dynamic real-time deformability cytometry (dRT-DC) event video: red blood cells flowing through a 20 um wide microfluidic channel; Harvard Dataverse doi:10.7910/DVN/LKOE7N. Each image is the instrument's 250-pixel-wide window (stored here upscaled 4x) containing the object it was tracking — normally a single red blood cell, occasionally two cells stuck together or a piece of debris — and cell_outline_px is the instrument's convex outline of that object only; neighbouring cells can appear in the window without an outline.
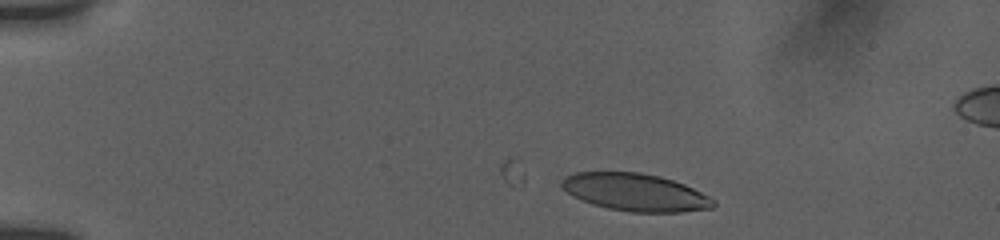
{"species": "human", "species_latin": "Homo sapiens", "temperature_condition": "room temperature", "stored_images_in_passage": 17, "camera_frame_rate_fps": 3000, "um_per_image_px": 0.085, "donor": {"sex": "female"}, "frame": {"image": 1, "passage_image": 1, "time_ms": 0.0, "image_size_px": [1000, 240], "cell_outline_px": [[716, 204], [712, 208], [680, 212], [632, 212], [608, 208], [592, 204], [568, 192], [560, 184], [560, 180], [564, 176], [576, 172], [640, 172], [660, 176], [684, 184], [716, 200]], "centroid_in_image_um": [54.01, 16.34], "position_along_channel_um": 31.0, "area_um2": 32.95}}
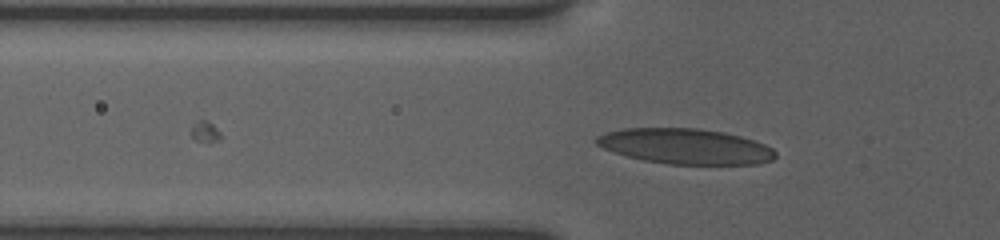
{"frame": {"image": 2, "passage_image": 11, "time_ms": 3.0, "image_size_px": [1000, 240], "cell_outline_px": [[776, 156], [772, 160], [760, 164], [668, 164], [644, 160], [628, 156], [604, 148], [596, 144], [592, 140], [596, 136], [608, 132], [624, 128], [696, 128], [724, 132], [740, 136], [764, 144], [772, 148], [776, 152]], "centroid_in_image_um": [58.26, 12.43], "position_along_channel_um": 67.5, "area_um2": 36.82}}
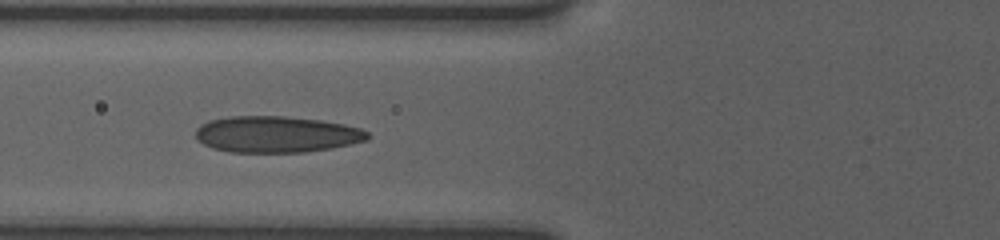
{"frame": {"image": 3, "passage_image": 16, "time_ms": 4.0, "image_size_px": [1000, 240], "cell_outline_px": [[368, 140], [352, 144], [332, 148], [304, 152], [228, 152], [212, 148], [196, 140], [196, 128], [200, 124], [208, 120], [228, 116], [284, 116], [320, 120], [344, 124], [360, 128], [368, 132]], "centroid_in_image_um": [23.47, 11.41], "position_along_channel_um": 102.3, "area_um2": 36.7}}